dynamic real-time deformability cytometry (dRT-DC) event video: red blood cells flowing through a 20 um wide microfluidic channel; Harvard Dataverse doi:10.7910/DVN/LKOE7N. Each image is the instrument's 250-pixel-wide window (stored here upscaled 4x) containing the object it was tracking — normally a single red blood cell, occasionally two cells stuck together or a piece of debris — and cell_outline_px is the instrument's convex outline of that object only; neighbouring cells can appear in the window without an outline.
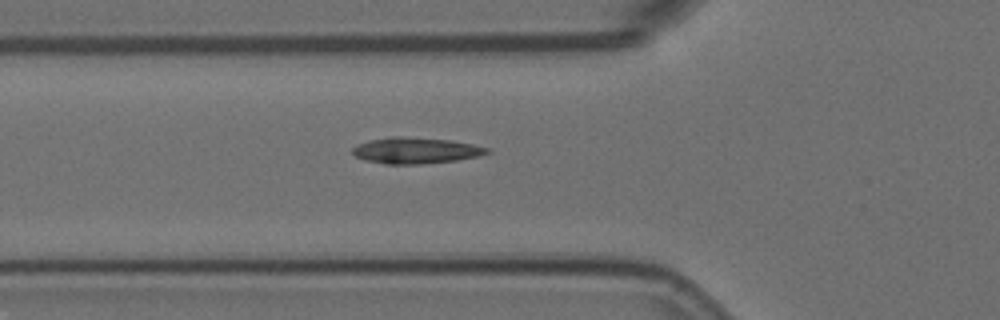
{"species": "Egyptian fruit bat (a non-hibernating species)", "species_latin": "Rousettus aegyptiacus", "temperature_condition": "room temperature", "stored_images_in_passage": 5, "camera_frame_rate_fps": 3000, "um_per_image_px": 0.085, "animal": {"sex": "female"}, "frame": {"image": 1, "passage_image": 5, "time_ms": 1.333, "image_size_px": [1000, 320], "cell_outline_px": [[492, 152], [476, 156], [456, 160], [420, 164], [384, 164], [364, 160], [356, 156], [352, 152], [352, 148], [360, 144], [372, 140], [392, 136], [400, 136], [448, 140], [472, 144], [488, 148]], "centroid_in_image_um": [35.32, 12.8], "position_along_channel_um": 90.5, "area_um2": 20.17}}